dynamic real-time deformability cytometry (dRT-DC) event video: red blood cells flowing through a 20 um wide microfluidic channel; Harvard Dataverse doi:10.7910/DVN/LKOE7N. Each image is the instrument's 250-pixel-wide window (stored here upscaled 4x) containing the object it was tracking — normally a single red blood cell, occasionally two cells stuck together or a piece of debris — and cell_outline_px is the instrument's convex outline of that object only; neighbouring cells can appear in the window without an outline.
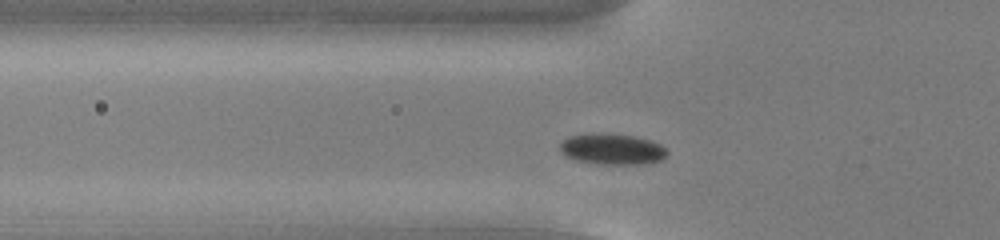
{"species": "common noctule bat (a hibernating species)", "species_latin": "Nyctalus noctula", "temperature_condition": "cold", "stored_images_in_passage": 44, "camera_frame_rate_fps": 3000, "um_per_image_px": 0.085, "animal": {"sex": "male", "body_mass_g": 13.0, "forearm_length_mm": 53.1}, "frame": {"image": 1, "passage_image": 7, "time_ms": 2.0, "image_size_px": [1000, 240], "cell_outline_px": [[668, 152], [660, 160], [644, 164], [596, 164], [576, 160], [564, 156], [560, 152], [560, 144], [568, 136], [636, 136], [652, 140], [660, 144]], "centroid_in_image_um": [52.05, 12.73], "position_along_channel_um": 73.8, "area_um2": 18.55}}
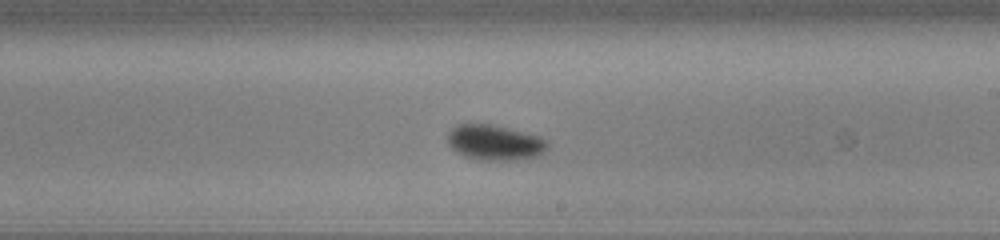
{"frame": {"image": 2, "passage_image": 21, "time_ms": 6.667, "image_size_px": [1000, 240], "cell_outline_px": [[548, 148], [540, 156], [508, 160], [476, 160], [464, 156], [456, 152], [448, 144], [448, 132], [452, 128], [460, 124], [492, 124], [540, 136], [548, 144]], "centroid_in_image_um": [42.05, 12.12], "position_along_channel_um": 247.0, "area_um2": 20.58}}
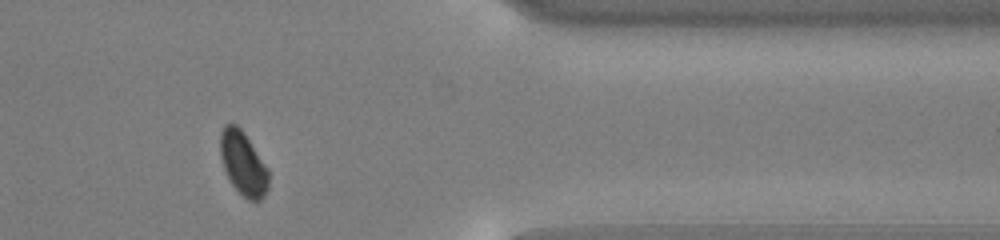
{"frame": {"image": 3, "passage_image": 34, "time_ms": 11.0, "image_size_px": [1000, 240], "cell_outline_px": [[268, 188], [264, 196], [260, 200], [248, 200], [232, 184], [224, 168], [220, 156], [220, 132], [224, 124], [236, 124], [240, 128], [268, 168]], "centroid_in_image_um": [20.66, 13.88], "position_along_channel_um": 390.7, "area_um2": 17.63}, "authors_computed_cell_mechanics": {"area_um2": 19.1607, "velocity_mm_per_s": 3.7153, "shape_relaxation_time_tau1_ms": 3.0673, "shape_relaxation_time_tau2_ms": null, "deformation_change_tau1": 0.0519, "deformation_change_tau2": null}}